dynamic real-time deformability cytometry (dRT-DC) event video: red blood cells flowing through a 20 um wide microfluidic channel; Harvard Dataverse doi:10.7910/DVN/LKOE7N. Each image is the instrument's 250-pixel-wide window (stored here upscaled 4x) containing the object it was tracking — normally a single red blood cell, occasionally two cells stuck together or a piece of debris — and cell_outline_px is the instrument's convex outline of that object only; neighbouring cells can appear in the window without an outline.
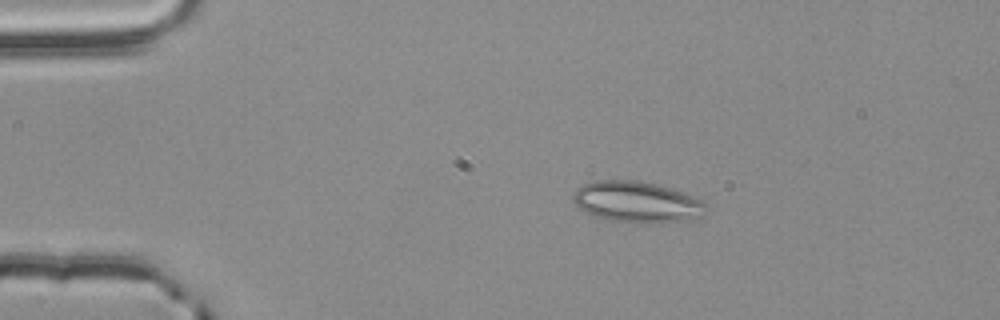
{"species": "common noctule bat (a hibernating species)", "species_latin": "Nyctalus noctula", "temperature_condition": "room temperature", "stored_images_in_passage": 46, "segment_of_instrument_passage": [1, 2], "camera_frame_rate_fps": 3000, "um_per_image_px": 0.085, "animal": {"sex": "male", "body_mass_g": 20.4}, "frame": {"image": 1, "passage_image": 1, "time_ms": 0.0, "image_size_px": [1000, 320], "cell_outline_px": [[708, 204], [704, 216], [684, 220], [644, 224], [636, 224], [608, 220], [592, 216], [584, 212], [572, 200], [572, 196], [576, 188], [584, 184], [596, 180], [632, 180], [656, 184], [704, 200]], "centroid_in_image_um": [54.12, 17.19], "position_along_channel_um": 30.9, "area_um2": 32.14}}